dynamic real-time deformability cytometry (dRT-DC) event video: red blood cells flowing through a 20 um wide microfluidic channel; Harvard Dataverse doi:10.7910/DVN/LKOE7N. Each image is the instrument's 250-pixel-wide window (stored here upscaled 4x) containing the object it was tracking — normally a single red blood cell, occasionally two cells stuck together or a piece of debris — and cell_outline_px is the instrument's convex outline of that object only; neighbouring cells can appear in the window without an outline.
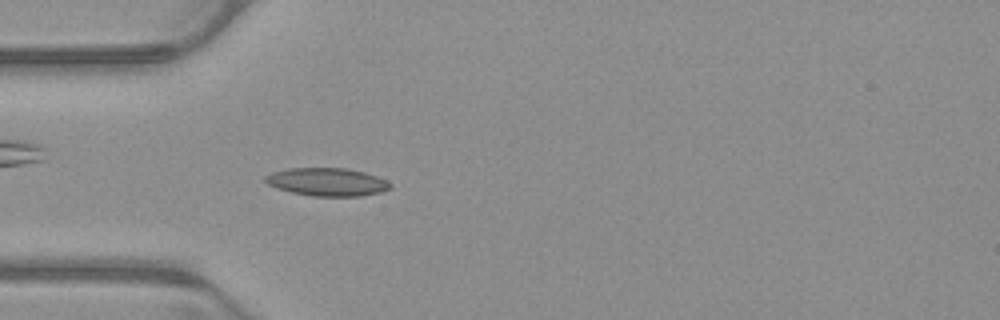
{"species": "common noctule bat (a hibernating species)", "species_latin": "Nyctalus noctula", "temperature_condition": "warm", "stored_images_in_passage": 52, "camera_frame_rate_fps": 3000, "um_per_image_px": 0.085, "animal": {"sex": "male", "body_mass_g": 23.1, "forearm_length_mm": 52.7}, "frame": {"image": 1, "passage_image": 15, "time_ms": 4.667, "image_size_px": [1000, 320], "cell_outline_px": [[392, 188], [380, 192], [360, 196], [312, 196], [292, 192], [276, 188], [268, 184], [264, 180], [264, 176], [272, 172], [288, 168], [348, 168], [364, 172], [376, 176], [392, 184]], "centroid_in_image_um": [27.79, 15.46], "position_along_channel_um": 57.2, "area_um2": 20.4}}
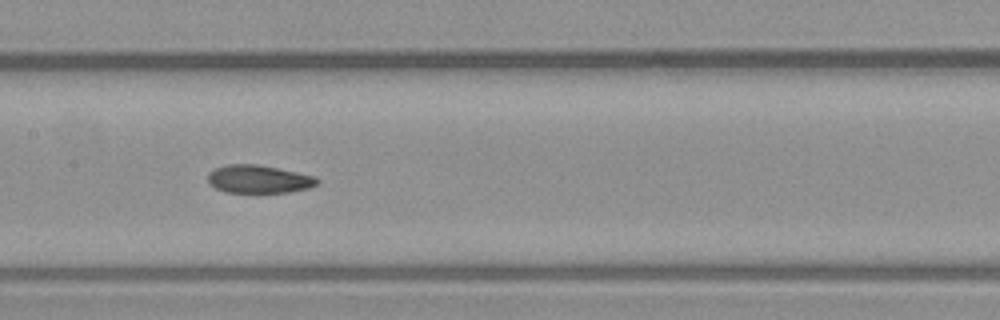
{"frame": {"image": 2, "passage_image": 25, "time_ms": 8.0, "image_size_px": [1000, 320], "cell_outline_px": [[320, 180], [316, 184], [308, 188], [288, 192], [224, 192], [216, 188], [208, 180], [208, 172], [216, 168], [228, 164], [256, 164], [316, 176]], "centroid_in_image_um": [21.99, 15.22], "position_along_channel_um": 185.4, "area_um2": 17.63}}
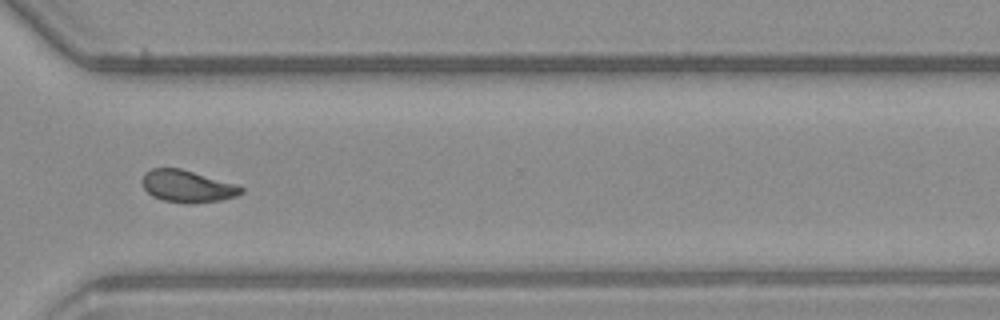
{"frame": {"image": 3, "passage_image": 38, "time_ms": 12.333, "image_size_px": [1000, 320], "cell_outline_px": [[244, 192], [236, 196], [220, 200], [164, 200], [152, 196], [144, 188], [140, 180], [144, 172], [152, 168], [180, 168], [236, 184], [244, 188]], "centroid_in_image_um": [15.88, 15.77], "position_along_channel_um": 354.7, "area_um2": 17.74}, "authors_computed_cell_mechanics": {"area_um2": 18.5249, "velocity_mm_per_s": 3.9142, "shape_relaxation_time_tau1_ms": null, "shape_relaxation_time_tau2_ms": 1.9639, "deformation_change_tau1": null, "deformation_change_tau2": 0.0699}}